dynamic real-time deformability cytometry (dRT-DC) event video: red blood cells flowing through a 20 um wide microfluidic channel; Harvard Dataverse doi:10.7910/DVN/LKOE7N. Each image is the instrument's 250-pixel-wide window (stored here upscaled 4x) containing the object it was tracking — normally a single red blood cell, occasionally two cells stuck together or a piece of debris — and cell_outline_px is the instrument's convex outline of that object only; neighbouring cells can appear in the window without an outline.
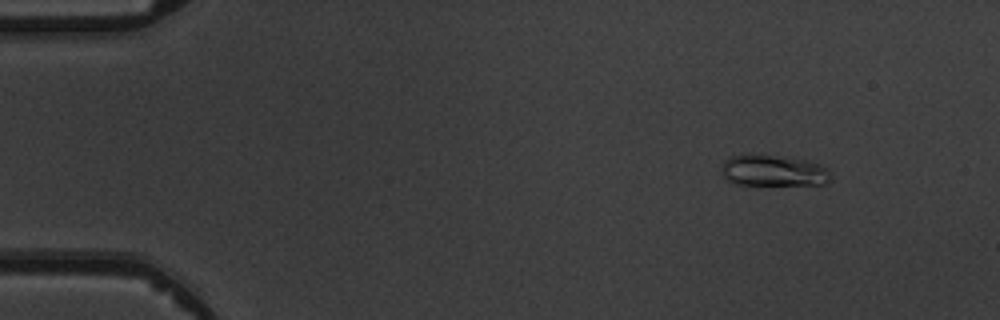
{"species": "common noctule bat (a hibernating species)", "species_latin": "Nyctalus noctula", "temperature_condition": "warm", "stored_images_in_passage": 7, "camera_frame_rate_fps": 3000, "um_per_image_px": 0.085, "animal": {"sex": "male", "body_mass_g": 19.5, "forearm_length_mm": 54.6}, "frame": {"image": 1, "passage_image": 2, "time_ms": 1.0, "image_size_px": [1000, 320], "cell_outline_px": [[832, 180], [828, 184], [732, 184], [724, 180], [724, 160], [728, 156], [744, 152], [784, 156], [808, 160], [820, 164], [828, 168], [832, 176]], "centroid_in_image_um": [65.75, 14.47], "position_along_channel_um": 19.3, "area_um2": 20.52}}
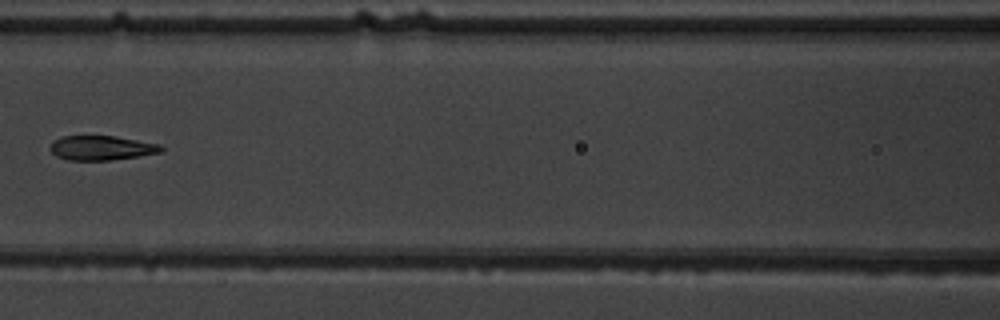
{"frame": {"image": 2, "passage_image": 7, "time_ms": 7.0, "image_size_px": [1000, 320], "cell_outline_px": [[164, 148], [160, 152], [112, 160], [68, 160], [56, 156], [48, 148], [52, 140], [60, 136], [116, 136], [160, 144]], "centroid_in_image_um": [8.57, 12.56], "position_along_channel_um": 158.0, "area_um2": 15.9}}